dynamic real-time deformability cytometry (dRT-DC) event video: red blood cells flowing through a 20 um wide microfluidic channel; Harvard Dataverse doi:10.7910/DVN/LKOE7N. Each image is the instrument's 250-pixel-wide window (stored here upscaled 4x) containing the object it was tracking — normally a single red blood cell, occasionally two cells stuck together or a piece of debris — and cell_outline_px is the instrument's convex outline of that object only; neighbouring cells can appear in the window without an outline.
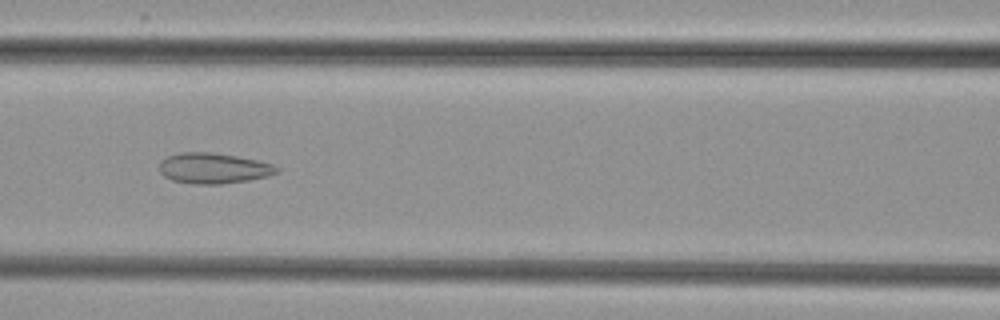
{"species": "common noctule bat (a hibernating species)", "species_latin": "Nyctalus noctula", "temperature_condition": "cold", "stored_images_in_passage": 38, "camera_frame_rate_fps": 3000, "um_per_image_px": 0.085, "animal": {"sex": "female", "body_mass_g": 29.2, "forearm_length_mm": 56.3}, "frame": {"image": 1, "passage_image": 15, "time_ms": 4.667, "image_size_px": [1000, 320], "cell_outline_px": [[280, 172], [268, 176], [248, 180], [220, 184], [192, 184], [172, 180], [164, 176], [160, 172], [160, 160], [168, 156], [180, 152], [208, 152], [236, 156], [256, 160], [272, 164], [280, 168]], "centroid_in_image_um": [18.14, 14.3], "position_along_channel_um": 148.5, "area_um2": 20.92}}
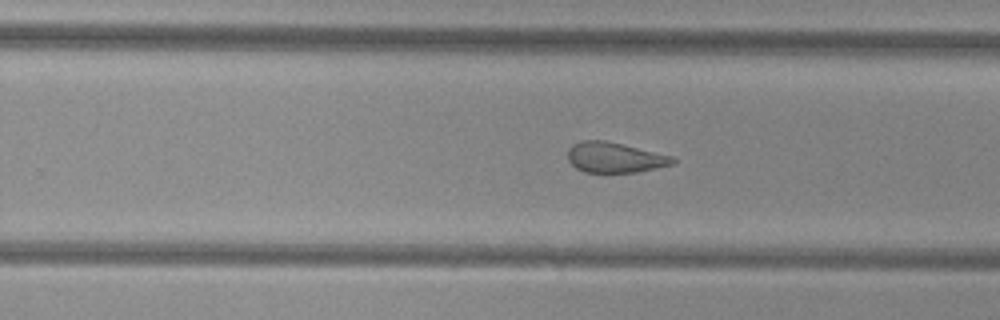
{"frame": {"image": 2, "passage_image": 25, "time_ms": 8.0, "image_size_px": [1000, 320], "cell_outline_px": [[676, 164], [636, 172], [584, 172], [576, 168], [568, 160], [568, 148], [572, 144], [580, 140], [604, 140], [624, 144], [672, 156], [676, 160]], "centroid_in_image_um": [52.25, 13.38], "position_along_channel_um": 277.6, "area_um2": 18.67}}
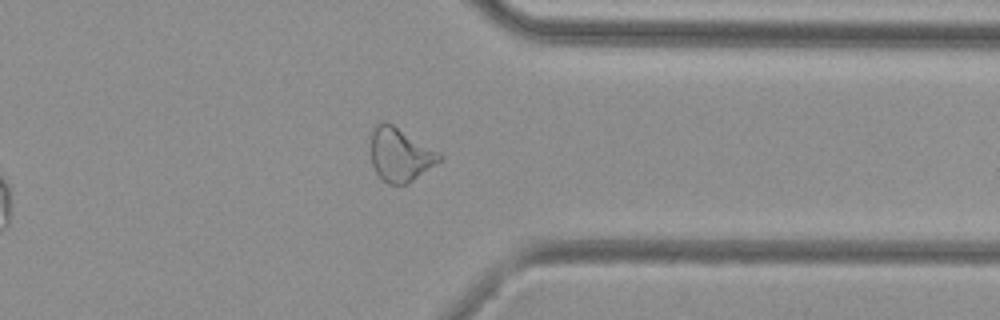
{"frame": {"image": 3, "passage_image": 33, "time_ms": 10.667, "image_size_px": [1000, 320], "cell_outline_px": [[444, 156], [440, 160], [412, 180], [404, 184], [388, 184], [376, 172], [372, 164], [372, 128], [376, 124], [384, 120], [392, 124], [440, 152]], "centroid_in_image_um": [34.01, 13.12], "position_along_channel_um": 377.4, "area_um2": 20.98}}